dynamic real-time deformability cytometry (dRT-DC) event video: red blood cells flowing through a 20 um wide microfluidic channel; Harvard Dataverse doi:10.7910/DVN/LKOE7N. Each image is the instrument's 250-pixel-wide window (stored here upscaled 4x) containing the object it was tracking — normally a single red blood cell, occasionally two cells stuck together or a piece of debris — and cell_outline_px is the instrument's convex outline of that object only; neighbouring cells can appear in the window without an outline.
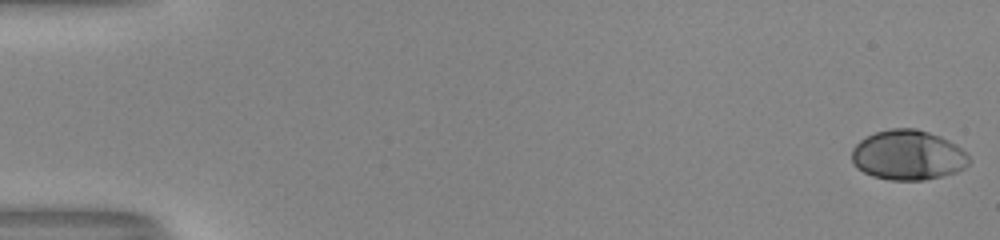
{"species": "human", "species_latin": "Homo sapiens", "temperature_condition": "room temperature", "stored_images_in_passage": 53, "camera_frame_rate_fps": 3000, "um_per_image_px": 0.085, "donor": {"sex": "male"}, "frame": {"image": 1, "passage_image": 1, "time_ms": 0.0, "image_size_px": [1000, 240], "cell_outline_px": [[972, 160], [964, 168], [956, 172], [924, 180], [888, 180], [872, 176], [856, 168], [852, 160], [852, 148], [860, 140], [876, 132], [892, 128], [916, 128], [940, 136], [956, 144]], "centroid_in_image_um": [77.17, 13.19], "position_along_channel_um": 7.8, "area_um2": 34.1}}
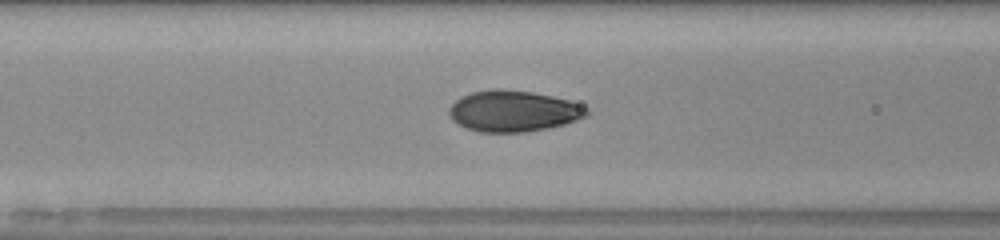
{"frame": {"image": 2, "passage_image": 23, "time_ms": 7.333, "image_size_px": [1000, 240], "cell_outline_px": [[588, 116], [564, 124], [548, 128], [524, 132], [480, 132], [468, 128], [452, 120], [448, 112], [448, 108], [460, 96], [472, 92], [492, 88], [504, 88], [532, 92], [552, 96], [568, 100], [580, 104], [588, 108]], "centroid_in_image_um": [43.63, 9.43], "position_along_channel_um": 123.0, "area_um2": 33.12}}
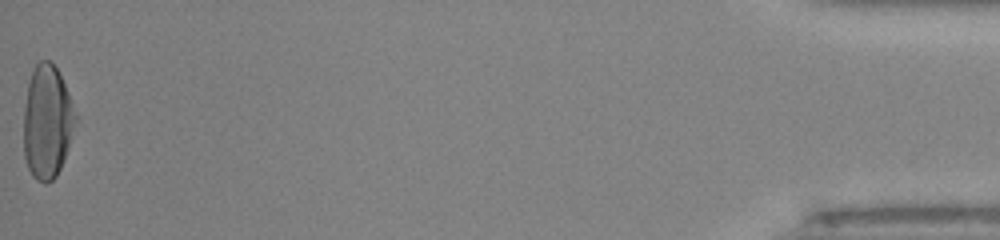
{"frame": {"image": 3, "passage_image": 53, "time_ms": 17.333, "image_size_px": [1000, 240], "cell_outline_px": [[80, 116], [60, 168], [56, 176], [52, 180], [44, 184], [36, 180], [32, 176], [28, 168], [24, 156], [24, 108], [28, 84], [32, 68], [40, 60], [52, 60]], "centroid_in_image_um": [4.03, 10.35], "position_along_channel_um": 431.2, "area_um2": 34.8}, "authors_computed_cell_mechanics": {"area_um2": 32.8304, "velocity_mm_per_s": 4.0652, "shape_relaxation_time_tau1_ms": 4.2027, "shape_relaxation_time_tau2_ms": null, "deformation_change_tau1": 0.1894, "deformation_change_tau2": null}}